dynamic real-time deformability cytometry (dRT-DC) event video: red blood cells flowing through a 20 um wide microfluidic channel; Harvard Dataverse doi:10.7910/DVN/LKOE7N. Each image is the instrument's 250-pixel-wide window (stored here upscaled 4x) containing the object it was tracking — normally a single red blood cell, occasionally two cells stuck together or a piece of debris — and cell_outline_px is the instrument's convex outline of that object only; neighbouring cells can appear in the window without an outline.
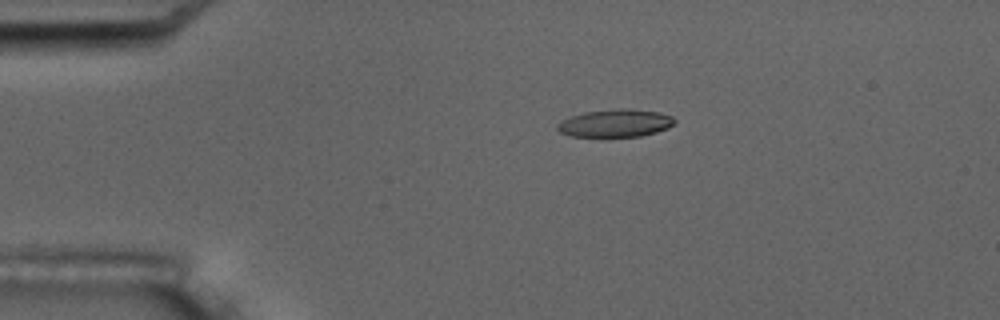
{"species": "common noctule bat (a hibernating species)", "species_latin": "Nyctalus noctula", "temperature_condition": "room temperature", "stored_images_in_passage": 6, "camera_frame_rate_fps": 3000, "um_per_image_px": 0.085, "animal": {"sex": "male", "body_mass_g": 17.5, "forearm_length_mm": 52.3}, "frame": {"image": 1, "passage_image": 4, "time_ms": 3.333, "image_size_px": [1000, 320], "cell_outline_px": [[676, 124], [668, 128], [656, 132], [640, 136], [600, 140], [572, 136], [560, 132], [556, 128], [556, 124], [560, 120], [584, 112], [620, 108], [628, 108], [660, 112], [672, 116], [676, 120]], "centroid_in_image_um": [52.28, 10.52], "position_along_channel_um": 32.7, "area_um2": 20.0}}